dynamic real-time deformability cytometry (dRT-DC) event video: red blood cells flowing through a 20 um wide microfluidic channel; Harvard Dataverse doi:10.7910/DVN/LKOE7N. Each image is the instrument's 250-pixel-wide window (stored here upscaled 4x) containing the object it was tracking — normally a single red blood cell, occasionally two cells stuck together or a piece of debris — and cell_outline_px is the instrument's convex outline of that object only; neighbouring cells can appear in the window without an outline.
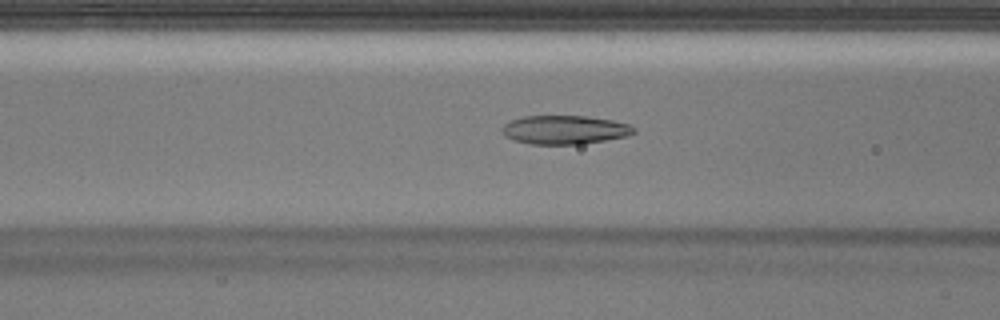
{"species": "Egyptian fruit bat (a non-hibernating species)", "species_latin": "Rousettus aegyptiacus", "temperature_condition": "warm", "stored_images_in_passage": 32, "camera_frame_rate_fps": 3000, "um_per_image_px": 0.085, "animal": {"sex": "male"}, "frame": {"image": 1, "passage_image": 14, "time_ms": 4.333, "image_size_px": [1000, 320], "cell_outline_px": [[636, 132], [628, 136], [580, 144], [528, 144], [512, 140], [504, 136], [500, 128], [504, 124], [512, 120], [524, 116], [584, 116], [612, 120], [628, 124], [636, 128]], "centroid_in_image_um": [47.97, 11.04], "position_along_channel_um": 118.6, "area_um2": 22.14}}